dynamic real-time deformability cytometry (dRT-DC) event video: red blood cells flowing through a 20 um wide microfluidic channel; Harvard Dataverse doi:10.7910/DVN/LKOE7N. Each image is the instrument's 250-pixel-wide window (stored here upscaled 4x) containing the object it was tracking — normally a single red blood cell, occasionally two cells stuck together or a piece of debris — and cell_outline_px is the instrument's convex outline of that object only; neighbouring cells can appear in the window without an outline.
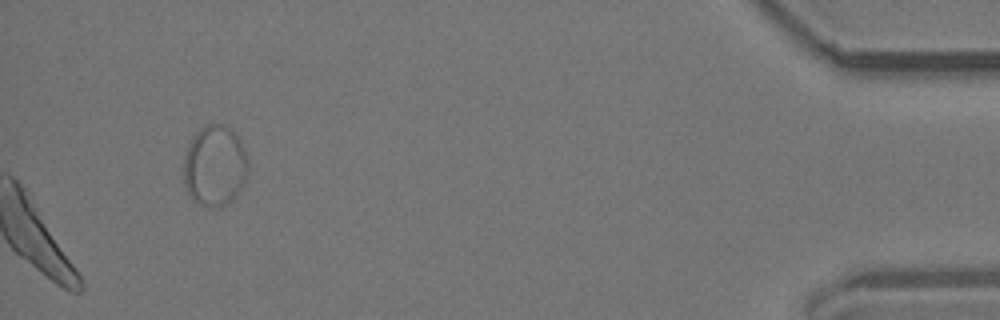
{"species": "common noctule bat (a hibernating species)", "species_latin": "Nyctalus noctula", "temperature_condition": "room temperature", "stored_images_in_passage": 39, "camera_frame_rate_fps": 3000, "um_per_image_px": 0.085, "animal": {"sex": "male", "body_mass_g": 19.2, "forearm_length_mm": 51.8}, "frame": {"image": 1, "passage_image": 39, "time_ms": 12.667, "image_size_px": [1000, 320], "cell_outline_px": [[248, 172], [240, 188], [224, 204], [212, 208], [200, 204], [192, 200], [184, 184], [184, 156], [192, 136], [200, 128], [208, 124], [224, 124], [232, 128], [236, 132], [244, 148], [248, 160]], "centroid_in_image_um": [18.24, 14.04], "position_along_channel_um": 417.0, "area_um2": 30.29}}